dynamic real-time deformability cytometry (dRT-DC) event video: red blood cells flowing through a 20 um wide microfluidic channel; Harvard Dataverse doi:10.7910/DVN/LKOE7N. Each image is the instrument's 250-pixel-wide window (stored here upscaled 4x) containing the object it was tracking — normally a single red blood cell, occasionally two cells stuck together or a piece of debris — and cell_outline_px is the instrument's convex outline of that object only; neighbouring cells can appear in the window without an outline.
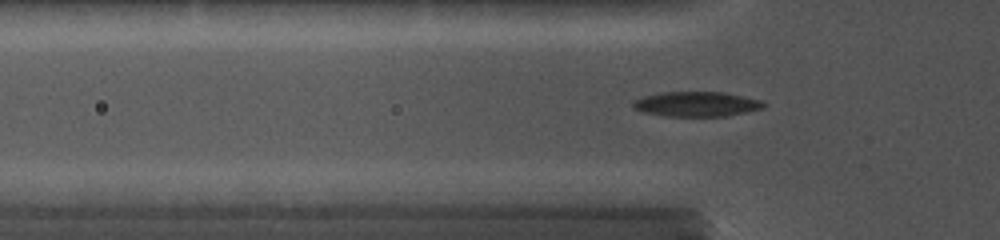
{"species": "common noctule bat (a hibernating species)", "species_latin": "Nyctalus noctula", "temperature_condition": "cold", "stored_images_in_passage": 16, "camera_frame_rate_fps": 5000, "um_per_image_px": 0.085, "animal": {"sex": "female", "body_mass_g": 19.0, "forearm_length_mm": 56.7}, "frame": {"image": 1, "passage_image": 13, "time_ms": 3.2, "image_size_px": [1000, 240], "cell_outline_px": [[768, 104], [764, 108], [728, 116], [664, 116], [644, 112], [632, 108], [632, 100], [644, 96], [660, 92], [724, 92], [760, 100]], "centroid_in_image_um": [59.19, 8.85], "position_along_channel_um": 66.6, "area_um2": 19.07}}